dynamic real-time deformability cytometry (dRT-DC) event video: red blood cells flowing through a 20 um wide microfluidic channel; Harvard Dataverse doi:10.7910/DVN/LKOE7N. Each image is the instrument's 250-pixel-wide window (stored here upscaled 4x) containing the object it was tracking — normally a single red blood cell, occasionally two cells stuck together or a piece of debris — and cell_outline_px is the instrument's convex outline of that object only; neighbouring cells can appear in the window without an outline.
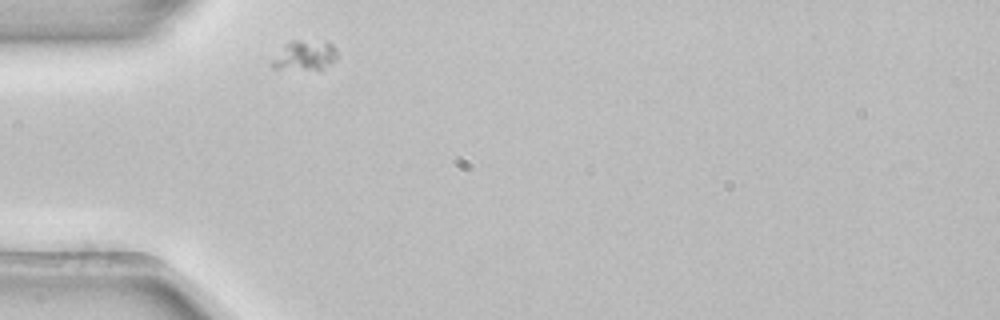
{"species": "common noctule bat (a hibernating species)", "species_latin": "Nyctalus noctula", "temperature_condition": "room temperature", "stored_images_in_passage": 31, "camera_frame_rate_fps": 3000, "um_per_image_px": 0.085, "animal": {"sex": "female", "body_mass_g": 22.7, "forearm_length_mm": 54.2}, "frame": {"image": 1, "passage_image": 1, "time_ms": 0.0, "image_size_px": [1000, 320], "cell_outline_px": [[336, 60], [320, 72], [272, 68], [272, 64], [284, 48], [292, 40], [300, 40], [332, 44], [336, 48]], "centroid_in_image_um": [26.0, 4.79], "position_along_channel_um": 59.0, "area_um2": 11.16}}
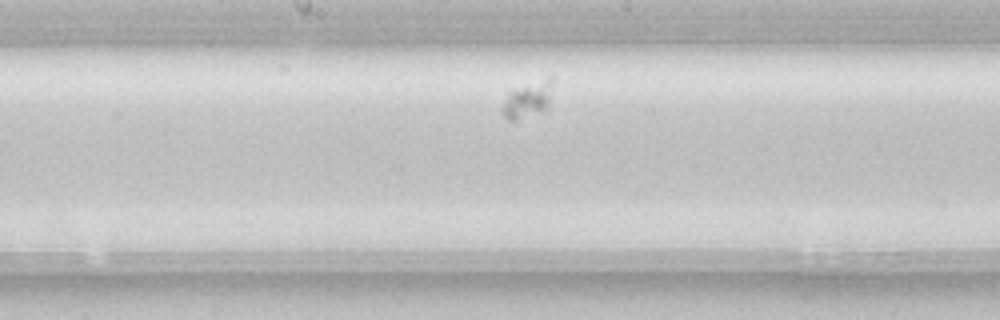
{"frame": {"image": 2, "passage_image": 14, "time_ms": 4.333, "image_size_px": [1000, 320], "cell_outline_px": [[552, 80], [548, 108], [540, 112], [516, 120], [508, 120], [500, 112], [500, 108], [508, 92], [548, 76], [552, 76]], "centroid_in_image_um": [44.82, 8.48], "position_along_channel_um": 203.4, "area_um2": 10.58}}
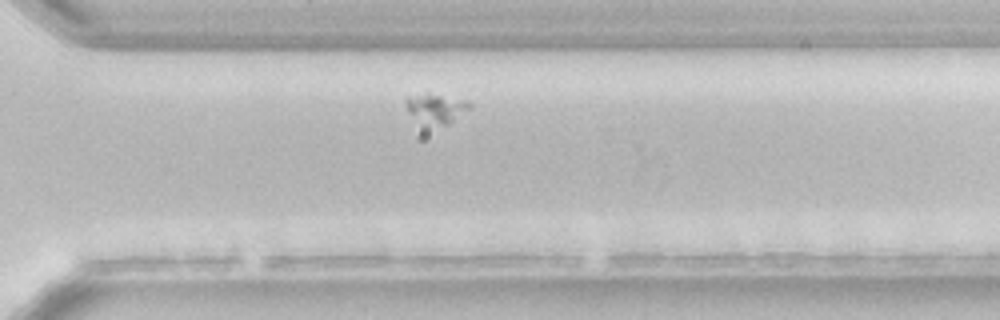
{"frame": {"image": 3, "passage_image": 25, "time_ms": 8.0, "image_size_px": [1000, 320], "cell_outline_px": [[472, 104], [468, 108], [448, 124], [444, 124], [408, 112], [404, 104], [404, 100], [408, 96], [428, 92], [468, 100]], "centroid_in_image_um": [37.09, 9.07], "position_along_channel_um": 333.5, "area_um2": 10.12}}